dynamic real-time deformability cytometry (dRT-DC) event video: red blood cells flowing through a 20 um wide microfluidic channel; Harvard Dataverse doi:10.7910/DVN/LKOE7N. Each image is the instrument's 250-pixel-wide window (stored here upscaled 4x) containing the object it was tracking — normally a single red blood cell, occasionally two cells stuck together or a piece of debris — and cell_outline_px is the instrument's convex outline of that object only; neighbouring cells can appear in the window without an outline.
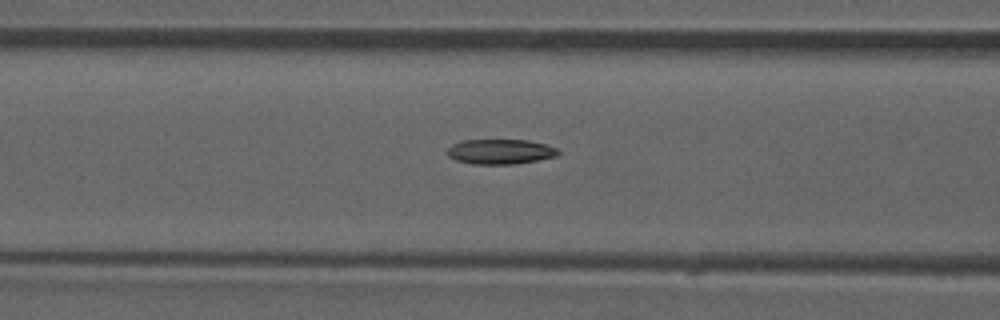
{"species": "common noctule bat (a hibernating species)", "species_latin": "Nyctalus noctula", "temperature_condition": "room temperature", "stored_images_in_passage": 47, "camera_frame_rate_fps": 3000, "um_per_image_px": 0.085, "animal": {"sex": "male", "forearm_length_mm": 52.5}, "frame": {"image": 1, "passage_image": 21, "time_ms": 6.667, "image_size_px": [1000, 320], "cell_outline_px": [[560, 152], [556, 156], [516, 164], [472, 164], [456, 160], [448, 156], [444, 152], [452, 144], [464, 140], [528, 140], [544, 144], [556, 148]], "centroid_in_image_um": [42.48, 12.89], "position_along_channel_um": 124.1, "area_um2": 16.13}, "authors_computed_cell_mechanics": {"area_um2": 16.6464, "velocity_mm_per_s": 3.9606, "shape_relaxation_time_tau1_ms": null, "shape_relaxation_time_tau2_ms": 7.0373, "deformation_change_tau1": null, "deformation_change_tau2": 0.1546}}